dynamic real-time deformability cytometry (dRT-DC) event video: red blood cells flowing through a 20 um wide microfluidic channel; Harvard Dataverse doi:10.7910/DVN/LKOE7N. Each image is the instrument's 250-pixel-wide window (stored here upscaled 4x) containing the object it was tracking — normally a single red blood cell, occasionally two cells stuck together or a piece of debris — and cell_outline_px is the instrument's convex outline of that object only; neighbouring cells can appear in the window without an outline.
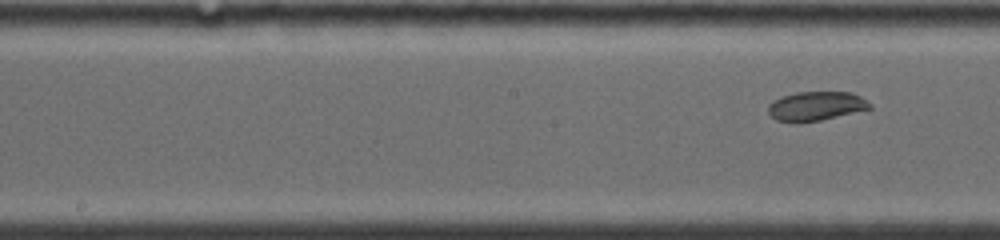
{"species": "common noctule bat (a hibernating species)", "species_latin": "Nyctalus noctula", "temperature_condition": "warm", "stored_images_in_passage": 9, "segment_of_instrument_passage": [2, 2], "camera_frame_rate_fps": 5000, "um_per_image_px": 0.085, "animal": {"sex": "female", "body_mass_g": 19.0, "forearm_length_mm": 53.3}, "frame": {"image": 1, "passage_image": 9, "time_ms": 7.2, "image_size_px": [1000, 240], "cell_outline_px": [[872, 108], [820, 120], [796, 124], [792, 124], [776, 120], [768, 112], [768, 104], [772, 100], [780, 96], [796, 92], [852, 92], [868, 100], [872, 104]], "centroid_in_image_um": [69.32, 9.02], "position_along_channel_um": 178.9, "area_um2": 17.63}}